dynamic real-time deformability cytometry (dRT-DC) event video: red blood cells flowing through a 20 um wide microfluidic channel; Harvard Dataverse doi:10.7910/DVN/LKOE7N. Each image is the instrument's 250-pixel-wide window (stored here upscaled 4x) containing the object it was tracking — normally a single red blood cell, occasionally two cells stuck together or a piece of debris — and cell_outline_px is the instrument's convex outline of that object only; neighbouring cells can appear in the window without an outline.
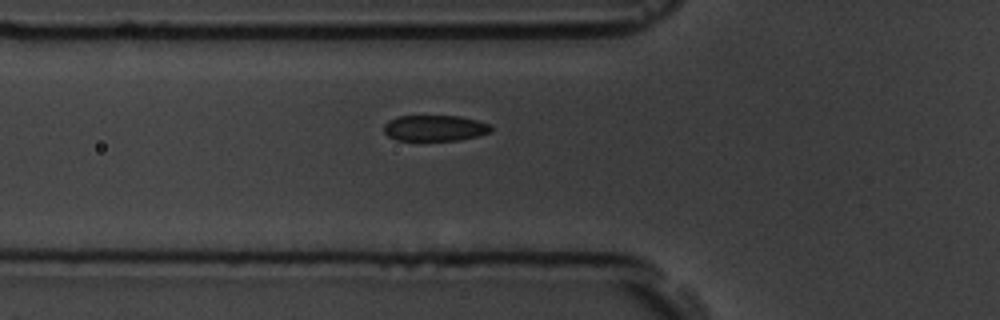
{"species": "common noctule bat (a hibernating species)", "species_latin": "Nyctalus noctula", "temperature_condition": "room temperature", "stored_images_in_passage": 41, "segment_of_instrument_passage": [1, 2], "camera_frame_rate_fps": 3000, "um_per_image_px": 0.085, "animal": {"sex": "male", "body_mass_g": 19.5, "forearm_length_mm": 54.6}, "frame": {"image": 1, "passage_image": 4, "time_ms": 1.0, "image_size_px": [1000, 320], "cell_outline_px": [[492, 132], [480, 136], [460, 140], [396, 140], [388, 136], [384, 132], [384, 124], [388, 120], [396, 116], [460, 116], [492, 124]], "centroid_in_image_um": [36.99, 10.88], "position_along_channel_um": 88.8, "area_um2": 16.42}}
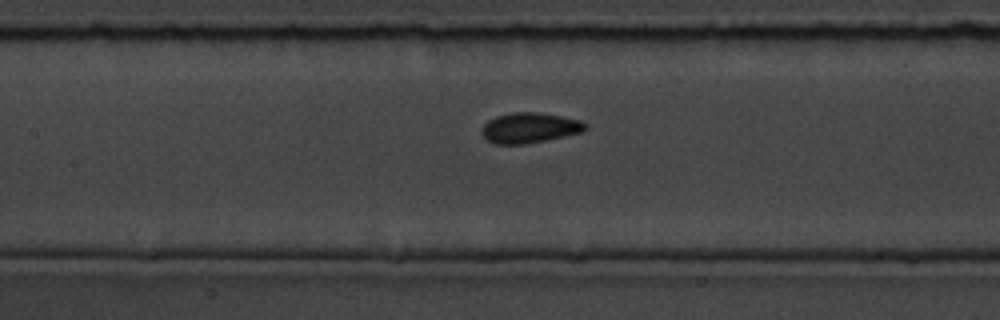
{"frame": {"image": 2, "passage_image": 10, "time_ms": 3.0, "image_size_px": [1000, 320], "cell_outline_px": [[588, 128], [584, 132], [524, 144], [496, 144], [488, 140], [484, 136], [480, 128], [488, 120], [496, 116], [512, 112], [536, 112], [560, 116], [580, 120], [588, 124]], "centroid_in_image_um": [45.03, 10.86], "position_along_channel_um": 162.4, "area_um2": 18.26}}
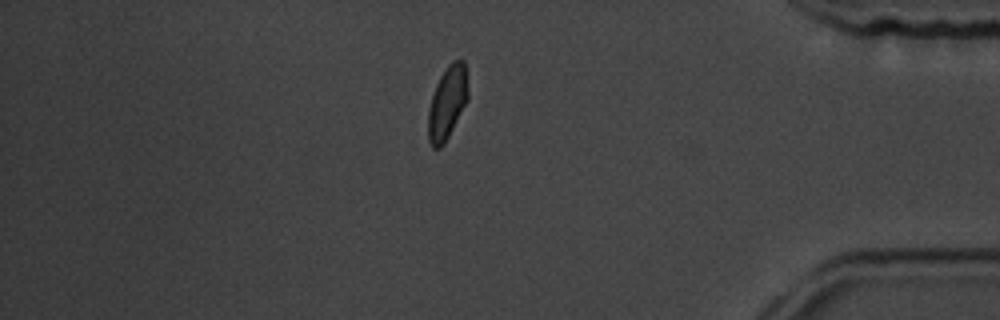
{"frame": {"image": 3, "passage_image": 32, "time_ms": 10.333, "image_size_px": [1000, 320], "cell_outline_px": [[468, 100], [444, 144], [440, 148], [432, 148], [428, 140], [428, 108], [436, 84], [440, 76], [448, 64], [452, 60], [464, 60], [468, 88]], "centroid_in_image_um": [38.01, 8.73], "position_along_channel_um": 397.2, "area_um2": 17.05}}